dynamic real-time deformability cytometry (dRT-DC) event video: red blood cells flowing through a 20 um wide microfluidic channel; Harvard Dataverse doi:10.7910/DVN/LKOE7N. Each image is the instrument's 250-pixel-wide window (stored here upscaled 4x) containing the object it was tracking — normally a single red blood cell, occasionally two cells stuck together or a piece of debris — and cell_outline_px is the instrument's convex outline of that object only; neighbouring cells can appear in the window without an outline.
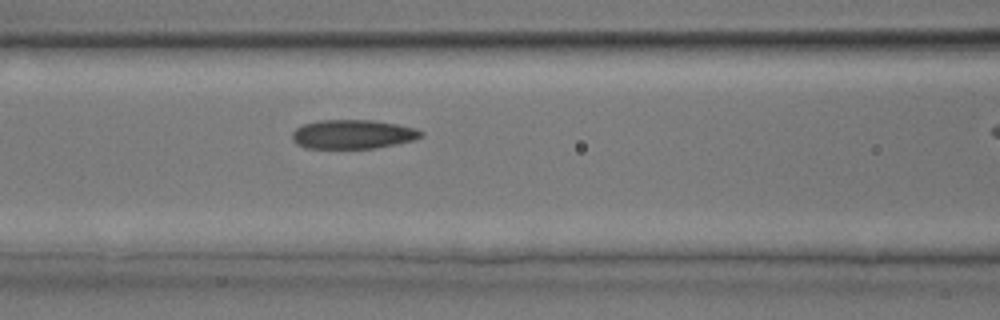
{"species": "common noctule bat (a hibernating species)", "species_latin": "Nyctalus noctula", "temperature_condition": "room temperature", "stored_images_in_passage": 5, "camera_frame_rate_fps": 3000, "um_per_image_px": 0.085, "animal": {"sex": "male", "body_mass_g": 17.9, "forearm_length_mm": 54.2}, "frame": {"image": 1, "passage_image": 4, "time_ms": 1.0, "image_size_px": [1000, 320], "cell_outline_px": [[424, 136], [412, 140], [372, 148], [308, 148], [296, 144], [292, 140], [292, 132], [296, 128], [304, 124], [320, 120], [376, 120], [416, 128], [424, 132]], "centroid_in_image_um": [29.98, 11.4], "position_along_channel_um": 136.6, "area_um2": 21.73}}